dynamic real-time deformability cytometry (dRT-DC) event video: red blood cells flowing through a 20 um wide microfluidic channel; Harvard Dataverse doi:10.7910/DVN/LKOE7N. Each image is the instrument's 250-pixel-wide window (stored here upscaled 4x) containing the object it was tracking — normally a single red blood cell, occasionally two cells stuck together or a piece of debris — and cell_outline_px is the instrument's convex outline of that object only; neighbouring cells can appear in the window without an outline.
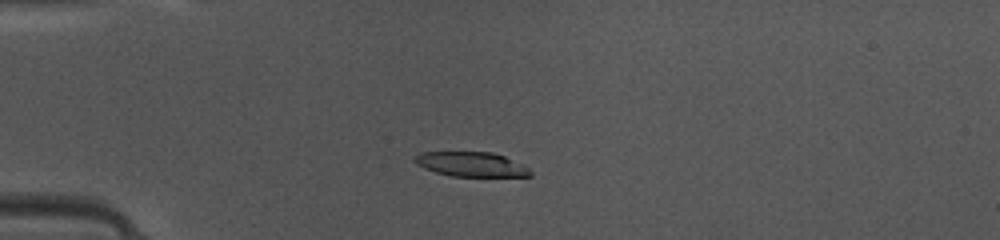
{"species": "common noctule bat (a hibernating species)", "species_latin": "Nyctalus noctula", "temperature_condition": "warm", "stored_images_in_passage": 48, "camera_frame_rate_fps": 3000, "um_per_image_px": 0.085, "animal": {"sex": "female", "body_mass_g": 10.0, "forearm_length_mm": 53.1}, "frame": {"image": 1, "passage_image": 13, "time_ms": 4.0, "image_size_px": [1000, 240], "cell_outline_px": [[532, 176], [452, 176], [436, 172], [424, 168], [416, 164], [412, 160], [420, 152], [492, 152], [504, 156], [524, 164], [532, 172]], "centroid_in_image_um": [40.06, 13.96], "position_along_channel_um": 44.9, "area_um2": 16.59}}
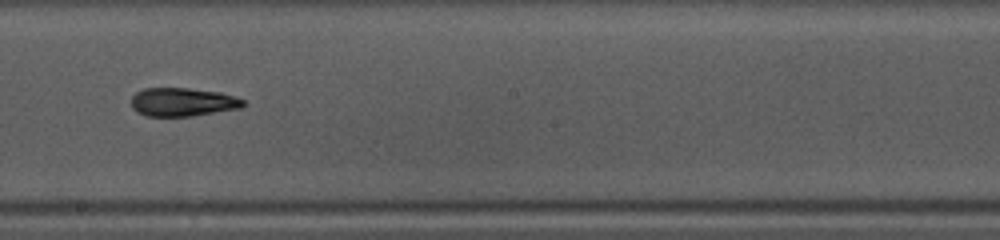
{"frame": {"image": 2, "passage_image": 28, "time_ms": 9.0, "image_size_px": [1000, 240], "cell_outline_px": [[244, 108], [192, 116], [144, 116], [136, 112], [132, 108], [132, 96], [136, 92], [144, 88], [188, 88], [220, 92], [236, 96], [244, 100]], "centroid_in_image_um": [15.55, 8.68], "position_along_channel_um": 232.7, "area_um2": 18.84}}
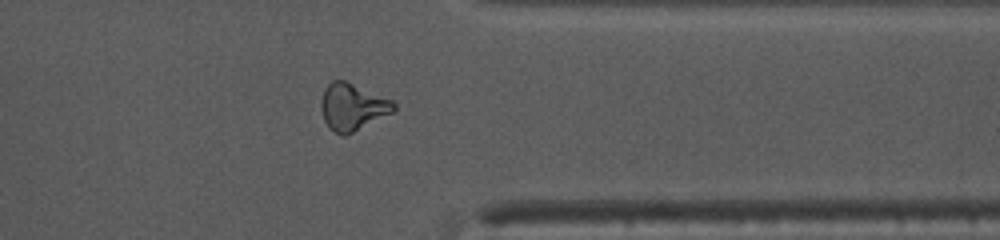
{"frame": {"image": 3, "passage_image": 39, "time_ms": 12.667, "image_size_px": [1000, 240], "cell_outline_px": [[396, 108], [392, 112], [344, 136], [340, 136], [328, 128], [324, 120], [320, 108], [320, 100], [324, 88], [332, 80], [344, 80], [392, 100], [396, 104]], "centroid_in_image_um": [29.9, 9.08], "position_along_channel_um": 381.5, "area_um2": 19.77}, "authors_computed_cell_mechanics": {"area_um2": 18.6983, "velocity_mm_per_s": 4.1673, "shape_relaxation_time_tau1_ms": 5.312, "shape_relaxation_time_tau2_ms": 3.2063, "deformation_change_tau1": 0.1641, "deformation_change_tau2": 0.1167}}